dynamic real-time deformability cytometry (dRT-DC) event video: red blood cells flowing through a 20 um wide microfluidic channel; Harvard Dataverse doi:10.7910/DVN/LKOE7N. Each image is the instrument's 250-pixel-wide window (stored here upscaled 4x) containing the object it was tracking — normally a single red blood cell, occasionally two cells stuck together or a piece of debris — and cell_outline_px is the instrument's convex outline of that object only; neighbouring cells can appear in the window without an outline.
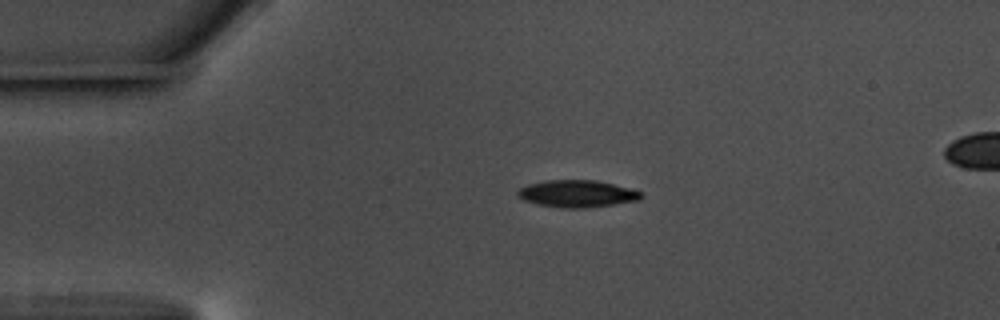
{"species": "common noctule bat (a hibernating species)", "species_latin": "Nyctalus noctula", "temperature_condition": "warm", "stored_images_in_passage": 46, "camera_frame_rate_fps": 3000, "um_per_image_px": 0.085, "animal": {"sex": "male", "body_mass_g": 17.5, "forearm_length_mm": 52.3}, "frame": {"image": 1, "passage_image": 1, "time_ms": 0.0, "image_size_px": [1000, 320], "cell_outline_px": [[644, 196], [640, 200], [588, 208], [560, 208], [536, 204], [524, 200], [516, 192], [520, 188], [528, 184], [544, 180], [596, 180], [632, 188], [644, 192]], "centroid_in_image_um": [49.11, 16.46], "position_along_channel_um": 35.9, "area_um2": 19.77}}
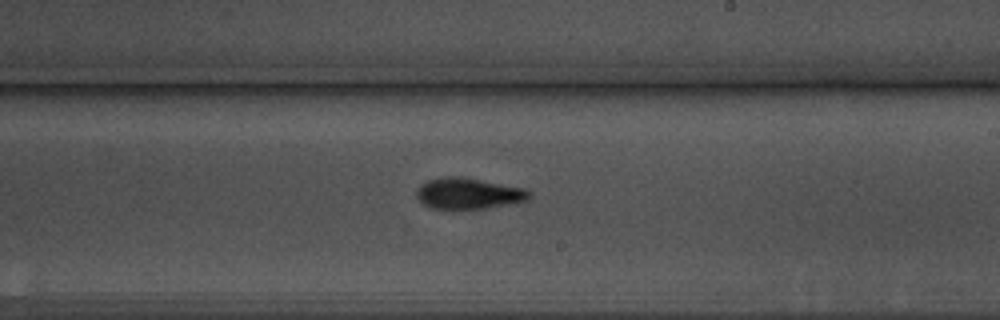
{"frame": {"image": 2, "passage_image": 22, "time_ms": 7.0, "image_size_px": [1000, 320], "cell_outline_px": [[532, 196], [528, 200], [516, 204], [484, 208], [432, 208], [424, 204], [416, 196], [416, 192], [420, 184], [428, 180], [448, 176], [456, 176], [524, 188], [532, 192]], "centroid_in_image_um": [39.86, 16.45], "position_along_channel_um": 249.1, "area_um2": 20.23}}
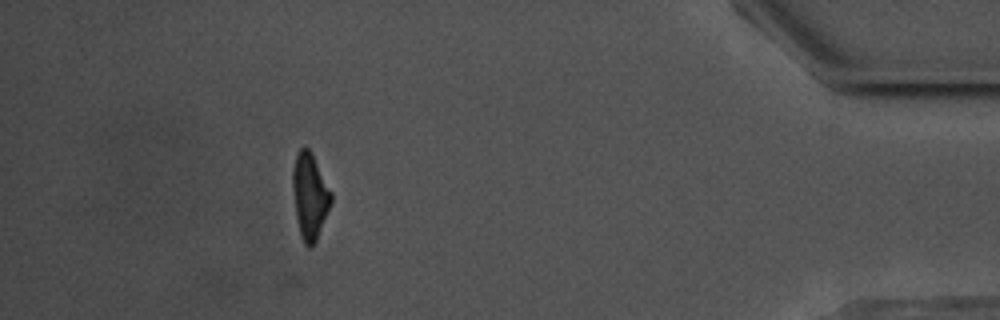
{"frame": {"image": 3, "passage_image": 40, "time_ms": 13.0, "image_size_px": [1000, 320], "cell_outline_px": [[332, 200], [316, 240], [308, 248], [304, 244], [300, 236], [296, 216], [292, 188], [292, 168], [296, 152], [300, 148], [308, 148], [312, 152], [332, 192]], "centroid_in_image_um": [26.32, 16.61], "position_along_channel_um": 408.9, "area_um2": 19.25}, "authors_computed_cell_mechanics": {"area_um2": 19.652, "velocity_mm_per_s": 3.5867, "shape_relaxation_time_tau1_ms": 3.248, "shape_relaxation_time_tau2_ms": 2.5748, "deformation_change_tau1": 0.1497, "deformation_change_tau2": 0.0989}}